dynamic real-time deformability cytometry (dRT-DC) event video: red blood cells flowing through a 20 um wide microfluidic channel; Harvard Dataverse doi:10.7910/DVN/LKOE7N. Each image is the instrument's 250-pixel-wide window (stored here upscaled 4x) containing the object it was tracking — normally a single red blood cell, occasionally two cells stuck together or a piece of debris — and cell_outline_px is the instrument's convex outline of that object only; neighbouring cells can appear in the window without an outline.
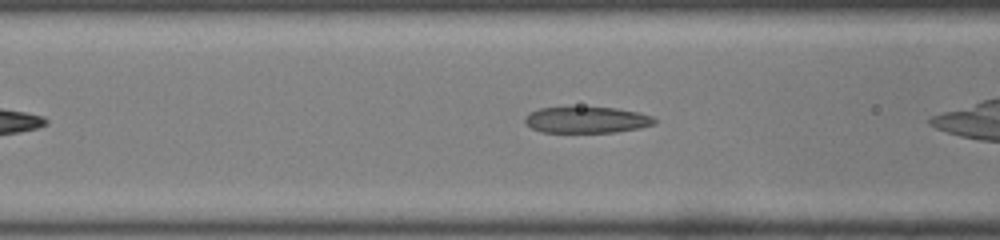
{"species": "common noctule bat (a hibernating species)", "species_latin": "Nyctalus noctula", "temperature_condition": "room temperature", "stored_images_in_passage": 25, "camera_frame_rate_fps": 3000, "um_per_image_px": 0.085, "animal": {"sex": "male", "body_mass_g": 19.0, "forearm_length_mm": 50.8}, "frame": {"image": 1, "passage_image": 8, "time_ms": 2.333, "image_size_px": [1000, 240], "cell_outline_px": [[656, 124], [640, 128], [616, 132], [540, 132], [532, 128], [524, 120], [524, 116], [528, 112], [540, 108], [616, 108], [640, 112], [652, 116], [656, 120]], "centroid_in_image_um": [49.89, 10.2], "position_along_channel_um": 116.7, "area_um2": 19.77}}
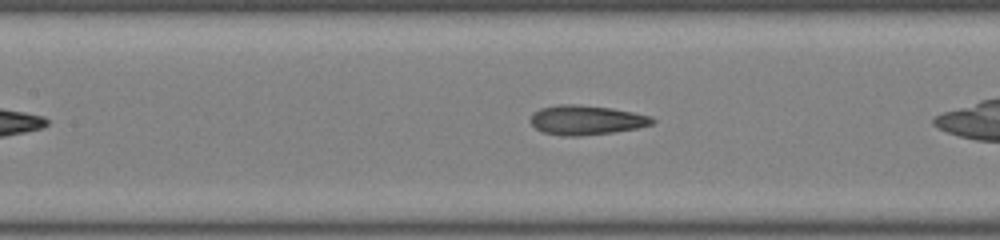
{"frame": {"image": 2, "passage_image": 11, "time_ms": 3.333, "image_size_px": [1000, 240], "cell_outline_px": [[656, 120], [652, 124], [636, 128], [612, 132], [580, 136], [564, 136], [544, 132], [536, 128], [528, 120], [532, 112], [540, 108], [556, 104], [576, 104], [612, 108], [652, 116]], "centroid_in_image_um": [49.79, 10.19], "position_along_channel_um": 157.6, "area_um2": 21.04}}